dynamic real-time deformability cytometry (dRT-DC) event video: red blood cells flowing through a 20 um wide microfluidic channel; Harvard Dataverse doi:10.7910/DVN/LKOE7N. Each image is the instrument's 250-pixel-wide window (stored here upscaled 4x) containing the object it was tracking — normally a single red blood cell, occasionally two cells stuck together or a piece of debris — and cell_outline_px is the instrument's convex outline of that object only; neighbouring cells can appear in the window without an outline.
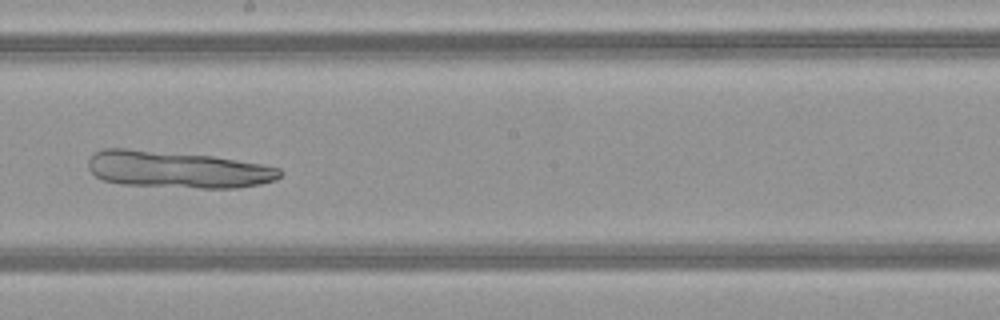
{"species": "common noctule bat (a hibernating species)", "species_latin": "Nyctalus noctula", "temperature_condition": "warm", "stored_images_in_passage": 36, "camera_frame_rate_fps": 3000, "um_per_image_px": 0.085, "animal": {"sex": "female", "body_mass_g": 21.9}, "frame": {"image": 1, "passage_image": 16, "time_ms": 5.0, "image_size_px": [1000, 320], "cell_outline_px": [[284, 172], [276, 180], [260, 184], [236, 188], [200, 188], [120, 184], [104, 180], [96, 176], [88, 168], [88, 160], [96, 152], [104, 148], [128, 148], [212, 156], [264, 164], [280, 168]], "centroid_in_image_um": [15.11, 14.41], "position_along_channel_um": 233.1, "area_um2": 41.33}}